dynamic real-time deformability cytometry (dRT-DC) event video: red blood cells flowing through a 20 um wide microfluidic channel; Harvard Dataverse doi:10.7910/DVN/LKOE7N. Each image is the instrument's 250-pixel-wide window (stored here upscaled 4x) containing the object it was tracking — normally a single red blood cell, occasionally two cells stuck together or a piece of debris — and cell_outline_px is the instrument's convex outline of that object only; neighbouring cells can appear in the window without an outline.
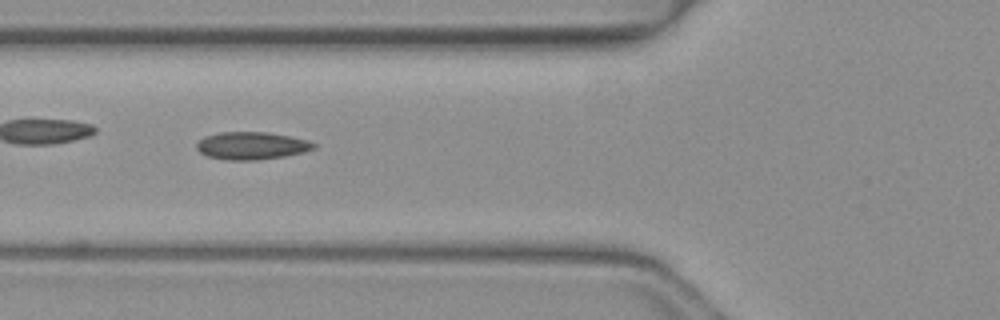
{"species": "common noctule bat (a hibernating species)", "species_latin": "Nyctalus noctula", "temperature_condition": "warm", "stored_images_in_passage": 27, "camera_frame_rate_fps": 3000, "um_per_image_px": 0.085, "animal": {"sex": "female", "body_mass_g": 19.3, "forearm_length_mm": 54.1}, "frame": {"image": 1, "passage_image": 6, "time_ms": 1.667, "image_size_px": [1000, 320], "cell_outline_px": [[316, 148], [304, 152], [284, 156], [260, 160], [228, 160], [208, 156], [200, 152], [196, 148], [196, 144], [204, 136], [220, 132], [268, 132], [308, 140], [316, 144]], "centroid_in_image_um": [21.39, 12.38], "position_along_channel_um": 104.4, "area_um2": 18.84}}
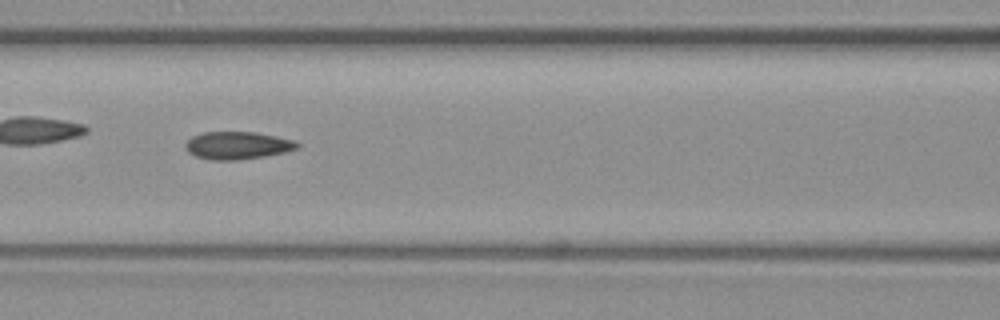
{"frame": {"image": 2, "passage_image": 9, "time_ms": 2.667, "image_size_px": [1000, 320], "cell_outline_px": [[300, 148], [284, 152], [264, 156], [236, 160], [208, 160], [196, 156], [188, 152], [184, 148], [184, 144], [192, 136], [204, 132], [256, 132], [292, 140], [300, 144]], "centroid_in_image_um": [20.15, 12.36], "position_along_channel_um": 146.5, "area_um2": 17.98}}